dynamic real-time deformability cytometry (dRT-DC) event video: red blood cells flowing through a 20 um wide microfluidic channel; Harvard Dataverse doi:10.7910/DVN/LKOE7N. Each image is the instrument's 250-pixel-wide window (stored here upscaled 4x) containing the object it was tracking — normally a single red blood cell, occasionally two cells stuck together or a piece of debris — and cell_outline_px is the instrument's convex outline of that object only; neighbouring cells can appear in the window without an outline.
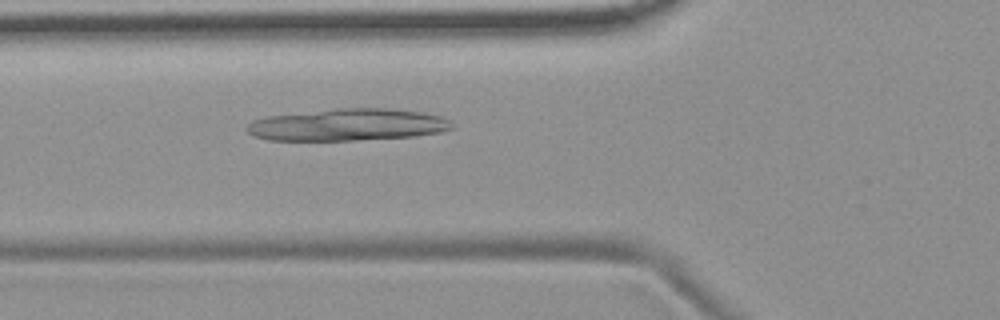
{"species": "common noctule bat (a hibernating species)", "species_latin": "Nyctalus noctula", "temperature_condition": "room temperature", "stored_images_in_passage": 5, "camera_frame_rate_fps": 3000, "um_per_image_px": 0.085, "animal": {"sex": "female", "body_mass_g": 19.9}, "frame": {"image": 1, "passage_image": 5, "time_ms": 5.667, "image_size_px": [1000, 320], "cell_outline_px": [[452, 128], [440, 132], [412, 136], [352, 140], [268, 140], [252, 136], [244, 128], [252, 120], [264, 116], [336, 108], [388, 108], [424, 112], [440, 116], [448, 120], [452, 124]], "centroid_in_image_um": [29.48, 10.59], "position_along_channel_um": 96.3, "area_um2": 38.38}}